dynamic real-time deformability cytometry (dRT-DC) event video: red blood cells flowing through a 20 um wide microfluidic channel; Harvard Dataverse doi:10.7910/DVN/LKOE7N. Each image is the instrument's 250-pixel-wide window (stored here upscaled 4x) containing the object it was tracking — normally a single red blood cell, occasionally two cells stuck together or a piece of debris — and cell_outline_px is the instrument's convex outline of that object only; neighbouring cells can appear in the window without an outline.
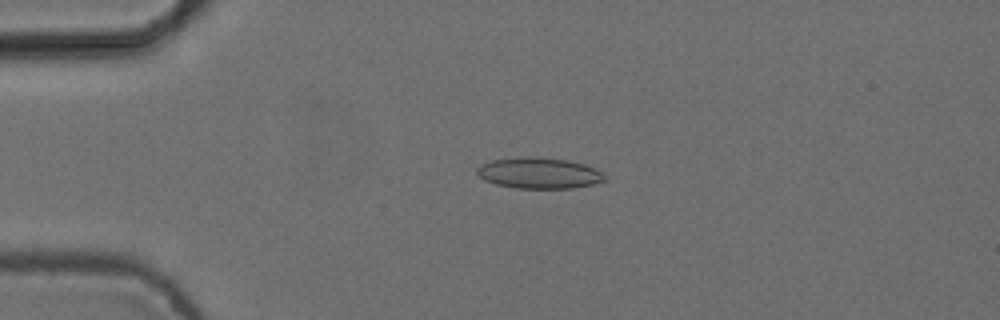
{"species": "common noctule bat (a hibernating species)", "species_latin": "Nyctalus noctula", "temperature_condition": "cold", "stored_images_in_passage": 3, "camera_frame_rate_fps": 3000, "um_per_image_px": 0.085, "animal": {"sex": "female", "body_mass_g": 24.6, "forearm_length_mm": 56.2}, "frame": {"image": 1, "passage_image": 2, "time_ms": 0.333, "image_size_px": [1000, 320], "cell_outline_px": [[604, 180], [592, 184], [572, 188], [516, 188], [496, 184], [484, 180], [476, 172], [476, 168], [480, 164], [492, 160], [528, 156], [568, 160], [584, 164], [596, 168], [604, 176]], "centroid_in_image_um": [45.78, 14.71], "position_along_channel_um": 39.2, "area_um2": 22.89}}